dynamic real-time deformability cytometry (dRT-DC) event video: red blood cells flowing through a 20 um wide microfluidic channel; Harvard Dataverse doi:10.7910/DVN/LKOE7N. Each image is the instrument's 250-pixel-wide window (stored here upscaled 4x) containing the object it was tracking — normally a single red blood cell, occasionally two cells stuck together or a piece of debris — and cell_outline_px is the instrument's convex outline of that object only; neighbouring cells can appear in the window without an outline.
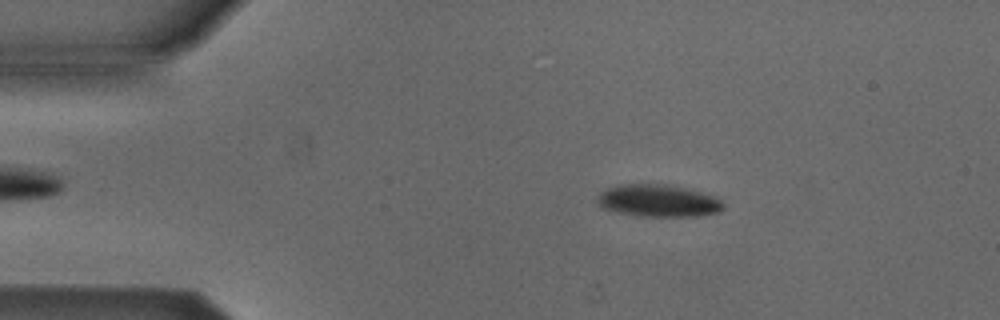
{"species": "Egyptian fruit bat (a non-hibernating species)", "species_latin": "Rousettus aegyptiacus", "temperature_condition": "cold", "stored_images_in_passage": 11, "camera_frame_rate_fps": 3000, "um_per_image_px": 0.085, "animal": {"sex": "male"}, "frame": {"image": 1, "passage_image": 10, "time_ms": 3.0, "image_size_px": [1000, 320], "cell_outline_px": [[724, 208], [716, 212], [692, 216], [640, 216], [620, 212], [604, 208], [596, 200], [596, 196], [600, 192], [608, 188], [620, 184], [668, 184], [716, 196], [724, 204]], "centroid_in_image_um": [55.94, 17.05], "position_along_channel_um": 29.1, "area_um2": 23.41}}